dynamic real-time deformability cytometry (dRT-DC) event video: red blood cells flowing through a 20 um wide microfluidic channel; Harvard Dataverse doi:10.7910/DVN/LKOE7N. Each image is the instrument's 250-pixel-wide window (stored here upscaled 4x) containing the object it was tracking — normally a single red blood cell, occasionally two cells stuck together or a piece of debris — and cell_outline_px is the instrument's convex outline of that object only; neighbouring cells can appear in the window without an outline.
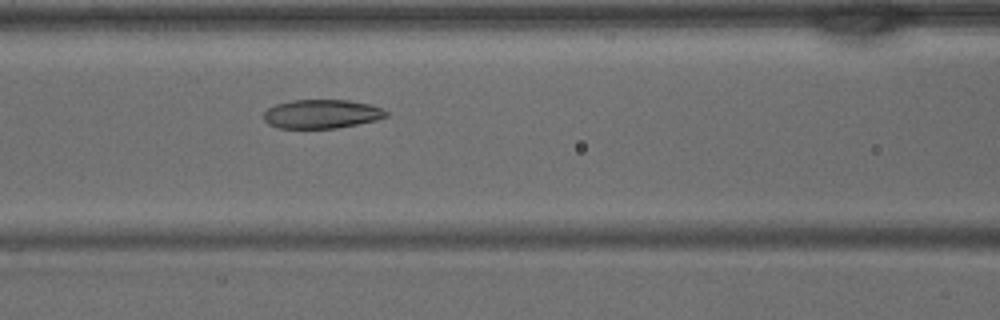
{"species": "common noctule bat (a hibernating species)", "species_latin": "Nyctalus noctula", "temperature_condition": "warm", "stored_images_in_passage": 33, "camera_frame_rate_fps": 3000, "um_per_image_px": 0.085, "animal": {"sex": "male", "body_mass_g": 15.6}, "frame": {"image": 1, "passage_image": 9, "time_ms": 2.667, "image_size_px": [1000, 320], "cell_outline_px": [[388, 116], [376, 120], [336, 128], [280, 128], [268, 124], [264, 120], [264, 112], [268, 108], [276, 104], [292, 100], [348, 100], [368, 104], [380, 108], [388, 112]], "centroid_in_image_um": [27.32, 9.69], "position_along_channel_um": 139.3, "area_um2": 20.46}}
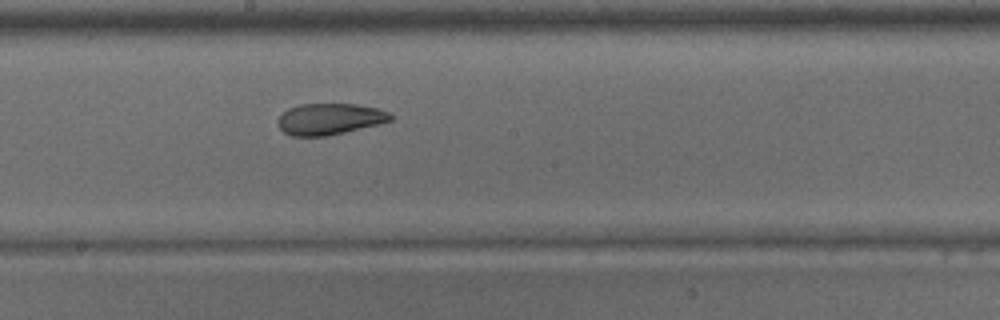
{"frame": {"image": 2, "passage_image": 14, "time_ms": 4.333, "image_size_px": [1000, 320], "cell_outline_px": [[392, 120], [328, 136], [292, 136], [284, 132], [280, 128], [276, 120], [288, 108], [300, 104], [356, 104], [376, 108], [388, 112], [392, 116]], "centroid_in_image_um": [27.97, 10.11], "position_along_channel_um": 220.2, "area_um2": 20.35}}
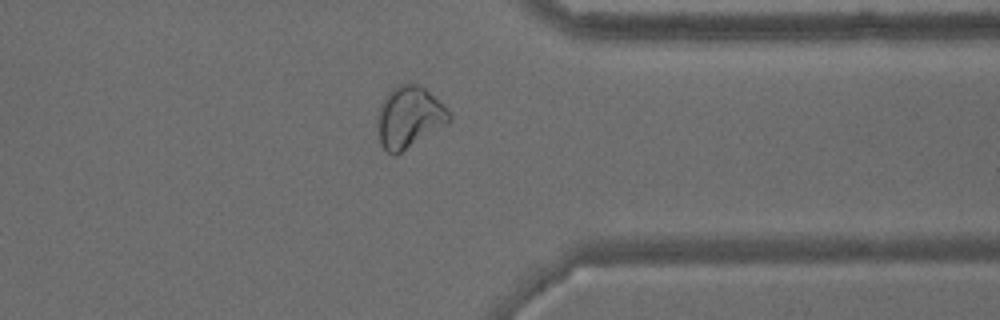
{"frame": {"image": 3, "passage_image": 24, "time_ms": 7.667, "image_size_px": [1000, 320], "cell_outline_px": [[452, 120], [448, 124], [396, 156], [392, 156], [380, 144], [376, 124], [376, 116], [380, 104], [388, 92], [396, 84], [408, 80], [424, 88], [452, 116]], "centroid_in_image_um": [34.72, 9.97], "position_along_channel_um": 376.7, "area_um2": 26.13}}